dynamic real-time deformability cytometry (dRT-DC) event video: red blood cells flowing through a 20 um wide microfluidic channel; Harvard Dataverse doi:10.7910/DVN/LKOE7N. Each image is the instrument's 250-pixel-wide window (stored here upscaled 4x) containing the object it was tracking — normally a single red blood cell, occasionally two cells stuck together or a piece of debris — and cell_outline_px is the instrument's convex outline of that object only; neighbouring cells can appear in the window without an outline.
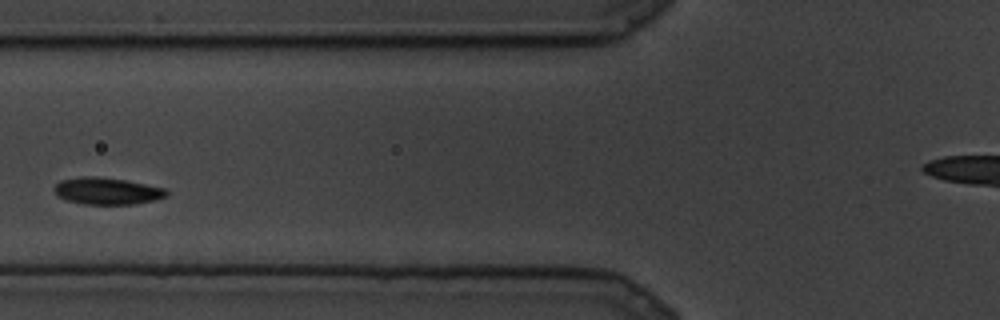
{"species": "common noctule bat (a hibernating species)", "species_latin": "Nyctalus noctula", "temperature_condition": "cold", "stored_images_in_passage": 6, "camera_frame_rate_fps": 3000, "um_per_image_px": 0.085, "animal": {"sex": "male", "body_mass_g": 19.5, "forearm_length_mm": 54.6}, "frame": {"image": 1, "passage_image": 5, "time_ms": 1.333, "image_size_px": [1000, 320], "cell_outline_px": [[168, 196], [156, 200], [132, 204], [84, 204], [68, 200], [60, 196], [52, 188], [60, 180], [80, 176], [96, 176], [124, 180], [164, 188], [168, 192]], "centroid_in_image_um": [9.1, 16.23], "position_along_channel_um": 116.7, "area_um2": 17.46}}